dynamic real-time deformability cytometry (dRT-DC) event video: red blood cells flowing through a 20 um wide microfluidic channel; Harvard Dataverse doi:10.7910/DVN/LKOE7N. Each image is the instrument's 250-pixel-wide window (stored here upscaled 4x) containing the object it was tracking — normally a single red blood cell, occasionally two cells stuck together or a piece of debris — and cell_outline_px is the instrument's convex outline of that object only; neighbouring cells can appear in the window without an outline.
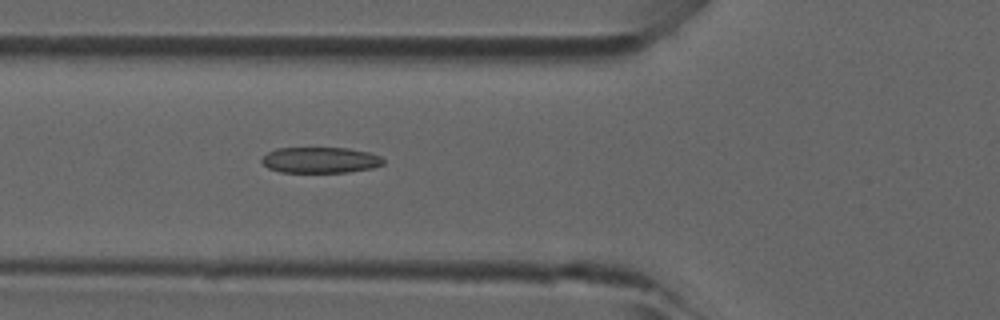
{"species": "common noctule bat (a hibernating species)", "species_latin": "Nyctalus noctula", "temperature_condition": "room temperature", "stored_images_in_passage": 40, "camera_frame_rate_fps": 3000, "um_per_image_px": 0.085, "animal": {"sex": "male", "forearm_length_mm": 52.5}, "frame": {"image": 1, "passage_image": 17, "time_ms": 5.333, "image_size_px": [1000, 320], "cell_outline_px": [[384, 164], [372, 168], [348, 172], [280, 172], [268, 168], [260, 160], [268, 152], [276, 148], [348, 148], [368, 152], [380, 156], [384, 160]], "centroid_in_image_um": [27.22, 13.6], "position_along_channel_um": 98.6, "area_um2": 18.32}}